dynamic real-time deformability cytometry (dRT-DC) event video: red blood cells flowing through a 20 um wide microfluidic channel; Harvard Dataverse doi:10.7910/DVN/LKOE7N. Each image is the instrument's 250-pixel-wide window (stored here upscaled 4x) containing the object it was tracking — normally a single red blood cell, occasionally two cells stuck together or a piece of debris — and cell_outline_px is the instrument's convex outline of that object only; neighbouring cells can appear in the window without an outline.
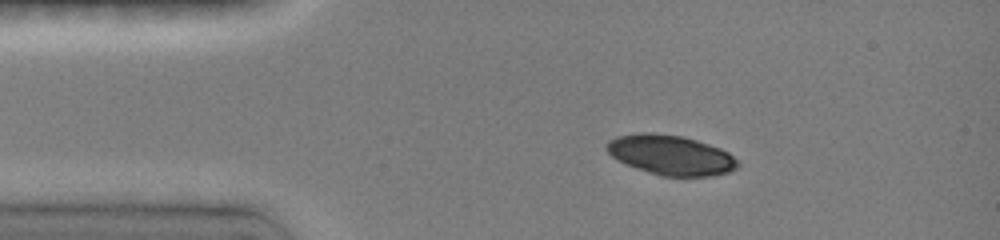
{"species": "common noctule bat (a hibernating species)", "species_latin": "Nyctalus noctula", "temperature_condition": "room temperature", "stored_images_in_passage": 5, "camera_frame_rate_fps": 3000, "um_per_image_px": 0.085, "animal": {"sex": "female", "body_mass_g": 19.0, "forearm_length_mm": 51.5}, "frame": {"image": 1, "passage_image": 2, "time_ms": 1.0, "image_size_px": [1000, 240], "cell_outline_px": [[740, 164], [736, 168], [728, 172], [712, 176], [660, 176], [636, 168], [612, 156], [604, 148], [608, 140], [616, 136], [640, 132], [652, 132], [684, 136], [720, 148], [728, 152]], "centroid_in_image_um": [56.99, 13.16], "position_along_channel_um": 28.0, "area_um2": 30.46}}